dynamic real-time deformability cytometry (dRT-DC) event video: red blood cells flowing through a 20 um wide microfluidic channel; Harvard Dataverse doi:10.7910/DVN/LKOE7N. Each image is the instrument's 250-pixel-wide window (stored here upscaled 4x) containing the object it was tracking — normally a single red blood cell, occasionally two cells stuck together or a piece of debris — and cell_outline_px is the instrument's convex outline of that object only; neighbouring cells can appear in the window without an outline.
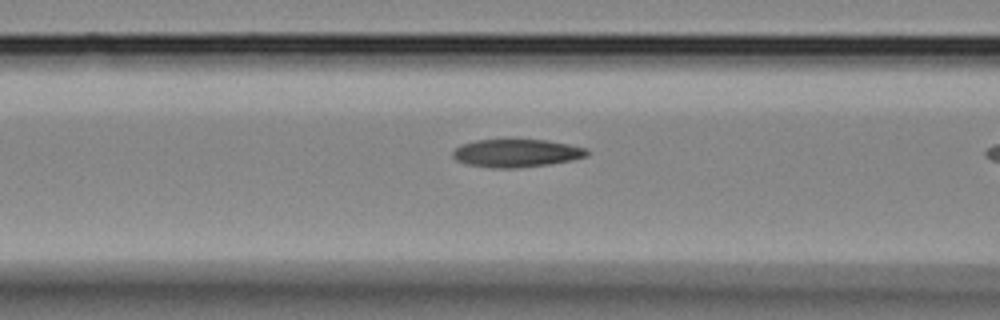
{"species": "Egyptian fruit bat (a non-hibernating species)", "species_latin": "Rousettus aegyptiacus", "temperature_condition": "room temperature", "stored_images_in_passage": 23, "camera_frame_rate_fps": 3000, "um_per_image_px": 0.085, "animal": {"sex": "female"}, "frame": {"image": 1, "passage_image": 7, "time_ms": 2.0, "image_size_px": [1000, 320], "cell_outline_px": [[588, 156], [572, 160], [548, 164], [516, 168], [492, 168], [468, 164], [456, 160], [452, 156], [452, 152], [460, 144], [476, 140], [548, 140], [588, 148]], "centroid_in_image_um": [43.9, 13.01], "position_along_channel_um": 122.7, "area_um2": 21.85}}
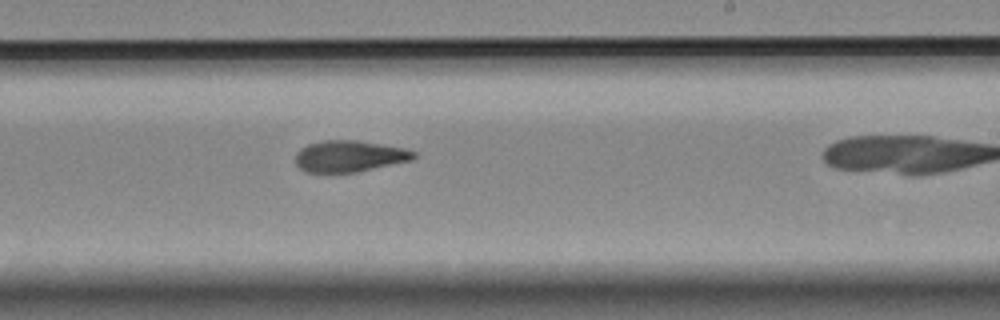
{"frame": {"image": 2, "passage_image": 15, "time_ms": 4.667, "image_size_px": [1000, 320], "cell_outline_px": [[416, 156], [412, 160], [356, 172], [304, 172], [296, 164], [296, 152], [300, 148], [308, 144], [324, 140], [356, 140], [404, 148], [416, 152]], "centroid_in_image_um": [29.68, 13.27], "position_along_channel_um": 259.3, "area_um2": 21.56}}
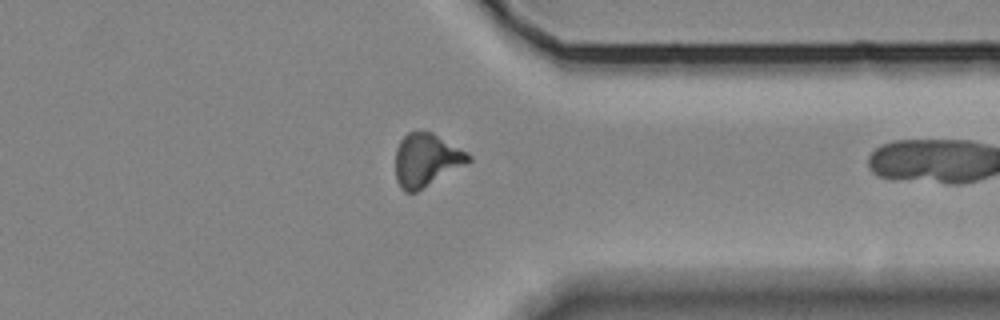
{"frame": {"image": 3, "passage_image": 22, "time_ms": 7.0, "image_size_px": [1000, 320], "cell_outline_px": [[472, 160], [416, 192], [404, 192], [400, 188], [396, 180], [396, 148], [400, 140], [408, 132], [432, 132], [468, 152], [472, 156]], "centroid_in_image_um": [36.22, 13.6], "position_along_channel_um": 375.2, "area_um2": 22.37}}